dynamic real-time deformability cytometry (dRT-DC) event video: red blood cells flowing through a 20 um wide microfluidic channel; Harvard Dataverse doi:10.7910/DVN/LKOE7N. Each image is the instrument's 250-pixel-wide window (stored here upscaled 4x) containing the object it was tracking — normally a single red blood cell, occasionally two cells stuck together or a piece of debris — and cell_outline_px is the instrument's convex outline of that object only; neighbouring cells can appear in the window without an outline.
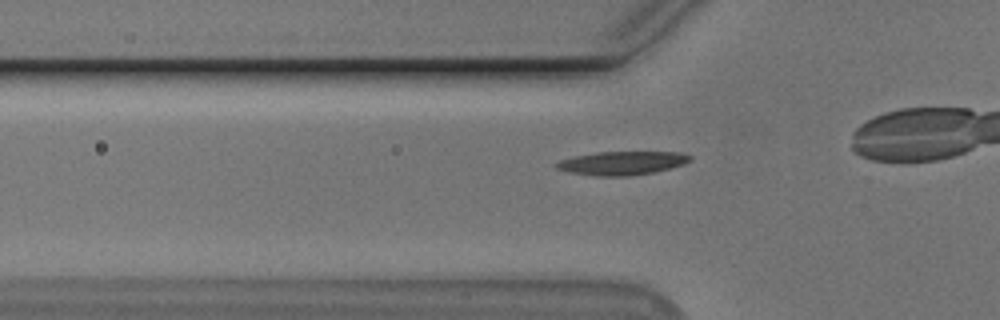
{"species": "Egyptian fruit bat (a non-hibernating species)", "species_latin": "Rousettus aegyptiacus", "temperature_condition": "cold", "stored_images_in_passage": 33, "camera_frame_rate_fps": 3000, "um_per_image_px": 0.085, "animal": {"sex": "male"}, "frame": {"image": 1, "passage_image": 8, "time_ms": 2.333, "image_size_px": [1000, 320], "cell_outline_px": [[692, 160], [684, 164], [652, 172], [624, 176], [596, 176], [572, 172], [556, 168], [552, 164], [560, 160], [576, 156], [596, 152], [680, 152], [692, 156]], "centroid_in_image_um": [52.87, 13.85], "position_along_channel_um": 72.9, "area_um2": 18.15}}
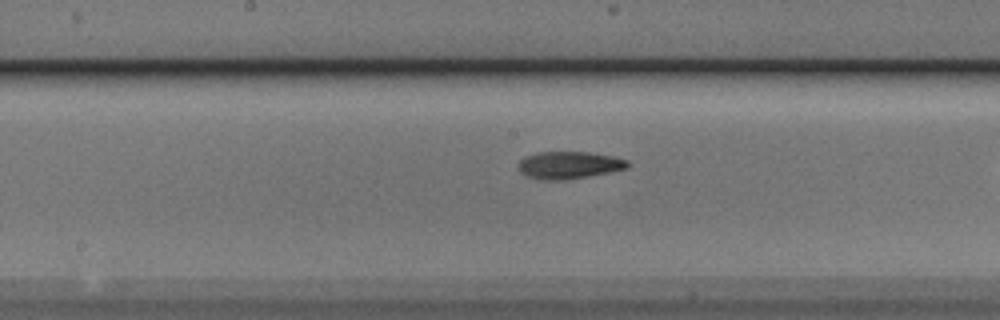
{"frame": {"image": 2, "passage_image": 18, "time_ms": 5.667, "image_size_px": [1000, 320], "cell_outline_px": [[628, 168], [608, 172], [560, 180], [540, 180], [528, 176], [520, 172], [516, 164], [524, 156], [536, 152], [588, 152], [612, 156], [628, 160]], "centroid_in_image_um": [48.3, 14.02], "position_along_channel_um": 199.9, "area_um2": 17.28}}
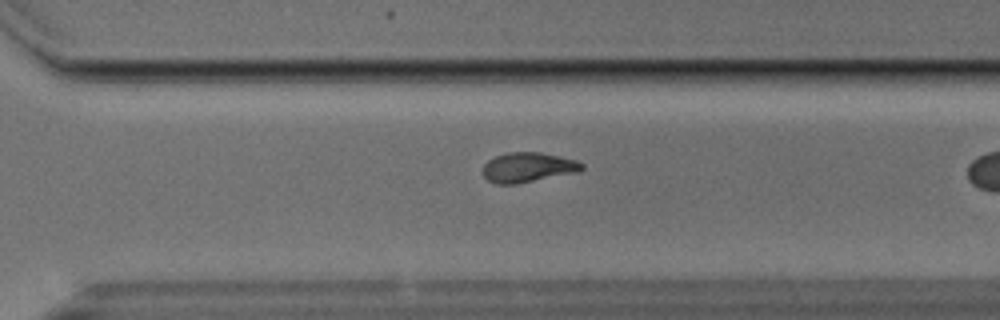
{"frame": {"image": 3, "passage_image": 28, "time_ms": 9.0, "image_size_px": [1000, 320], "cell_outline_px": [[584, 168], [580, 172], [516, 184], [496, 184], [488, 180], [484, 176], [484, 164], [488, 160], [496, 156], [508, 152], [540, 152], [576, 160], [584, 164]], "centroid_in_image_um": [44.91, 14.23], "position_along_channel_um": 325.7, "area_um2": 17.22}}